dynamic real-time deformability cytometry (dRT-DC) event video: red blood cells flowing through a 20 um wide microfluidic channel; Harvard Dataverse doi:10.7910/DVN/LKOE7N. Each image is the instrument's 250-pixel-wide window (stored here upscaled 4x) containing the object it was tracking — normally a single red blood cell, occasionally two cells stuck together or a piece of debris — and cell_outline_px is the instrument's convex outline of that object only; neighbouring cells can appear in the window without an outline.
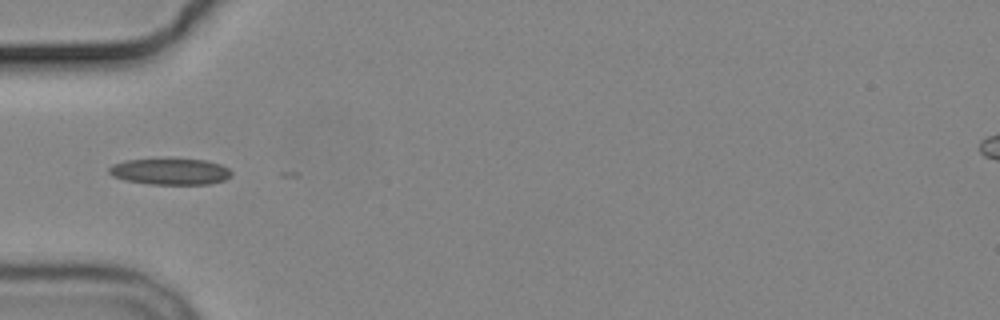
{"species": "common noctule bat (a hibernating species)", "species_latin": "Nyctalus noctula", "temperature_condition": "cold", "stored_images_in_passage": 4, "camera_frame_rate_fps": 3000, "um_per_image_px": 0.085, "animal": {"sex": "male", "body_mass_g": 19.2, "forearm_length_mm": 51.8}, "frame": {"image": 1, "passage_image": 4, "time_ms": 4.0, "image_size_px": [1000, 320], "cell_outline_px": [[232, 176], [224, 180], [208, 184], [148, 184], [124, 180], [112, 176], [108, 172], [108, 168], [112, 164], [124, 160], [168, 156], [208, 160], [220, 164], [228, 168], [232, 172]], "centroid_in_image_um": [14.44, 14.53], "position_along_channel_um": 70.6, "area_um2": 19.83}}